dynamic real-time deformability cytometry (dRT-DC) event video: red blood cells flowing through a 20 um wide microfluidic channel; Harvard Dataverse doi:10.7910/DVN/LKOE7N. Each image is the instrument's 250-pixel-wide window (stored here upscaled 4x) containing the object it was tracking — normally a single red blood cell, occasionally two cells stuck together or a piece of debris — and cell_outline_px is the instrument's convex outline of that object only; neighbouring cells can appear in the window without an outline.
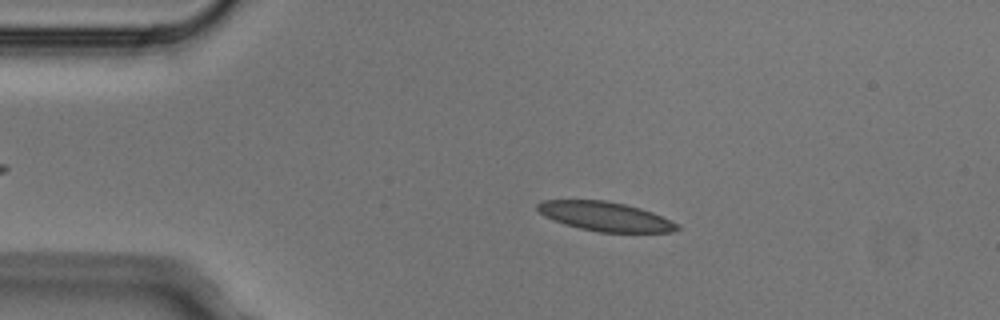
{"species": "Egyptian fruit bat (a non-hibernating species)", "species_latin": "Rousettus aegyptiacus", "temperature_condition": "cold", "stored_images_in_passage": 3, "camera_frame_rate_fps": 3000, "um_per_image_px": 0.085, "animal": {"sex": "male"}, "frame": {"image": 1, "passage_image": 2, "time_ms": 0.333, "image_size_px": [1000, 320], "cell_outline_px": [[680, 228], [672, 232], [600, 232], [580, 228], [564, 224], [544, 216], [536, 208], [536, 204], [544, 200], [604, 200], [624, 204], [640, 208], [652, 212], [680, 224]], "centroid_in_image_um": [51.45, 18.4], "position_along_channel_um": 33.5, "area_um2": 23.7}}